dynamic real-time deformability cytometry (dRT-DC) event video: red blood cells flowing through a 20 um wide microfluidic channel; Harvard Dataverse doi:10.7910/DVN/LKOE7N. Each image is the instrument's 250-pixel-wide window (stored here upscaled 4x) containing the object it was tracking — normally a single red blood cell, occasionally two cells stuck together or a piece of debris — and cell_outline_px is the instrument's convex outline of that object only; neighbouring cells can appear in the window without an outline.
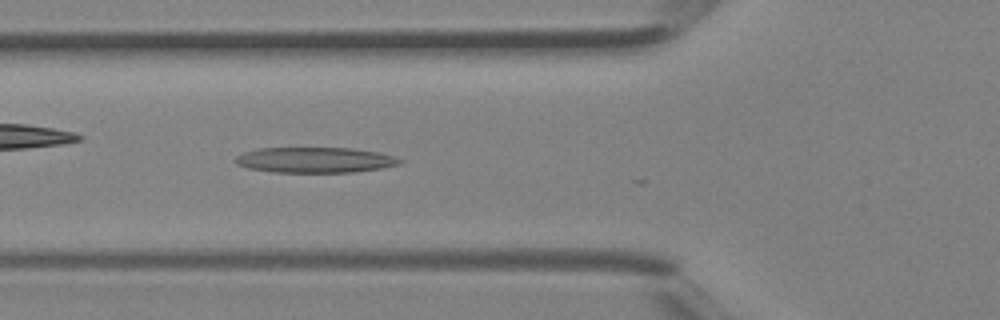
{"species": "Egyptian fruit bat (a non-hibernating species)", "species_latin": "Rousettus aegyptiacus", "temperature_condition": "room temperature", "stored_images_in_passage": 17, "camera_frame_rate_fps": 3000, "um_per_image_px": 0.085, "animal": {"sex": "female"}, "frame": {"image": 1, "passage_image": 14, "time_ms": 4.333, "image_size_px": [1000, 320], "cell_outline_px": [[404, 160], [400, 164], [380, 168], [352, 172], [272, 172], [248, 168], [236, 164], [236, 156], [244, 152], [260, 148], [348, 148], [380, 152]], "centroid_in_image_um": [26.77, 13.6], "position_along_channel_um": 99.0, "area_um2": 24.28}}